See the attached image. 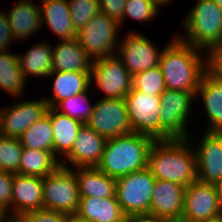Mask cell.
Returning <instances> with one entry per match:
<instances>
[{
  "label": "cell",
  "instance_id": "cell-13",
  "mask_svg": "<svg viewBox=\"0 0 222 222\" xmlns=\"http://www.w3.org/2000/svg\"><path fill=\"white\" fill-rule=\"evenodd\" d=\"M86 125L106 139L130 133L131 125L125 99H99L94 104Z\"/></svg>",
  "mask_w": 222,
  "mask_h": 222
},
{
  "label": "cell",
  "instance_id": "cell-11",
  "mask_svg": "<svg viewBox=\"0 0 222 222\" xmlns=\"http://www.w3.org/2000/svg\"><path fill=\"white\" fill-rule=\"evenodd\" d=\"M182 216L190 222L222 220V205L216 185L196 180L185 187Z\"/></svg>",
  "mask_w": 222,
  "mask_h": 222
},
{
  "label": "cell",
  "instance_id": "cell-37",
  "mask_svg": "<svg viewBox=\"0 0 222 222\" xmlns=\"http://www.w3.org/2000/svg\"><path fill=\"white\" fill-rule=\"evenodd\" d=\"M15 220L16 222H67L68 214L47 209H41L26 212L20 215Z\"/></svg>",
  "mask_w": 222,
  "mask_h": 222
},
{
  "label": "cell",
  "instance_id": "cell-18",
  "mask_svg": "<svg viewBox=\"0 0 222 222\" xmlns=\"http://www.w3.org/2000/svg\"><path fill=\"white\" fill-rule=\"evenodd\" d=\"M185 186L155 180L149 213L161 218L180 217L184 209Z\"/></svg>",
  "mask_w": 222,
  "mask_h": 222
},
{
  "label": "cell",
  "instance_id": "cell-35",
  "mask_svg": "<svg viewBox=\"0 0 222 222\" xmlns=\"http://www.w3.org/2000/svg\"><path fill=\"white\" fill-rule=\"evenodd\" d=\"M72 24L76 31L83 29L100 12L98 0H67Z\"/></svg>",
  "mask_w": 222,
  "mask_h": 222
},
{
  "label": "cell",
  "instance_id": "cell-3",
  "mask_svg": "<svg viewBox=\"0 0 222 222\" xmlns=\"http://www.w3.org/2000/svg\"><path fill=\"white\" fill-rule=\"evenodd\" d=\"M155 140L130 132L107 139L102 160L97 168L115 179L147 167L148 153Z\"/></svg>",
  "mask_w": 222,
  "mask_h": 222
},
{
  "label": "cell",
  "instance_id": "cell-5",
  "mask_svg": "<svg viewBox=\"0 0 222 222\" xmlns=\"http://www.w3.org/2000/svg\"><path fill=\"white\" fill-rule=\"evenodd\" d=\"M194 102L190 92L166 89L160 95V140L189 138L186 127Z\"/></svg>",
  "mask_w": 222,
  "mask_h": 222
},
{
  "label": "cell",
  "instance_id": "cell-34",
  "mask_svg": "<svg viewBox=\"0 0 222 222\" xmlns=\"http://www.w3.org/2000/svg\"><path fill=\"white\" fill-rule=\"evenodd\" d=\"M159 9L151 0H127L123 20L119 23L120 28H122L127 17L143 23L152 22L159 15Z\"/></svg>",
  "mask_w": 222,
  "mask_h": 222
},
{
  "label": "cell",
  "instance_id": "cell-2",
  "mask_svg": "<svg viewBox=\"0 0 222 222\" xmlns=\"http://www.w3.org/2000/svg\"><path fill=\"white\" fill-rule=\"evenodd\" d=\"M190 139L153 142L148 153L147 168L156 179L185 187L197 180L196 155Z\"/></svg>",
  "mask_w": 222,
  "mask_h": 222
},
{
  "label": "cell",
  "instance_id": "cell-43",
  "mask_svg": "<svg viewBox=\"0 0 222 222\" xmlns=\"http://www.w3.org/2000/svg\"><path fill=\"white\" fill-rule=\"evenodd\" d=\"M158 8L161 6H167L168 3L174 2V0H151Z\"/></svg>",
  "mask_w": 222,
  "mask_h": 222
},
{
  "label": "cell",
  "instance_id": "cell-17",
  "mask_svg": "<svg viewBox=\"0 0 222 222\" xmlns=\"http://www.w3.org/2000/svg\"><path fill=\"white\" fill-rule=\"evenodd\" d=\"M44 209L43 178L14 174L12 188V220L20 215Z\"/></svg>",
  "mask_w": 222,
  "mask_h": 222
},
{
  "label": "cell",
  "instance_id": "cell-9",
  "mask_svg": "<svg viewBox=\"0 0 222 222\" xmlns=\"http://www.w3.org/2000/svg\"><path fill=\"white\" fill-rule=\"evenodd\" d=\"M90 82L103 93V99L124 98L132 89V75L116 54L93 60Z\"/></svg>",
  "mask_w": 222,
  "mask_h": 222
},
{
  "label": "cell",
  "instance_id": "cell-15",
  "mask_svg": "<svg viewBox=\"0 0 222 222\" xmlns=\"http://www.w3.org/2000/svg\"><path fill=\"white\" fill-rule=\"evenodd\" d=\"M201 136L199 144H192L196 155L197 180L216 185L222 179V135L204 130Z\"/></svg>",
  "mask_w": 222,
  "mask_h": 222
},
{
  "label": "cell",
  "instance_id": "cell-47",
  "mask_svg": "<svg viewBox=\"0 0 222 222\" xmlns=\"http://www.w3.org/2000/svg\"><path fill=\"white\" fill-rule=\"evenodd\" d=\"M5 220V216L0 212V222H4Z\"/></svg>",
  "mask_w": 222,
  "mask_h": 222
},
{
  "label": "cell",
  "instance_id": "cell-31",
  "mask_svg": "<svg viewBox=\"0 0 222 222\" xmlns=\"http://www.w3.org/2000/svg\"><path fill=\"white\" fill-rule=\"evenodd\" d=\"M90 88L87 91L72 96L60 101L54 109L61 114L67 115L70 118L76 119L83 124L89 120L93 111L94 103L91 104L89 96Z\"/></svg>",
  "mask_w": 222,
  "mask_h": 222
},
{
  "label": "cell",
  "instance_id": "cell-32",
  "mask_svg": "<svg viewBox=\"0 0 222 222\" xmlns=\"http://www.w3.org/2000/svg\"><path fill=\"white\" fill-rule=\"evenodd\" d=\"M132 88L147 94L160 96L166 90L160 67L134 74L132 76Z\"/></svg>",
  "mask_w": 222,
  "mask_h": 222
},
{
  "label": "cell",
  "instance_id": "cell-36",
  "mask_svg": "<svg viewBox=\"0 0 222 222\" xmlns=\"http://www.w3.org/2000/svg\"><path fill=\"white\" fill-rule=\"evenodd\" d=\"M14 173L0 171V212L12 220V188Z\"/></svg>",
  "mask_w": 222,
  "mask_h": 222
},
{
  "label": "cell",
  "instance_id": "cell-1",
  "mask_svg": "<svg viewBox=\"0 0 222 222\" xmlns=\"http://www.w3.org/2000/svg\"><path fill=\"white\" fill-rule=\"evenodd\" d=\"M159 67L166 89L195 95L204 73L208 70V53L173 36L162 49Z\"/></svg>",
  "mask_w": 222,
  "mask_h": 222
},
{
  "label": "cell",
  "instance_id": "cell-38",
  "mask_svg": "<svg viewBox=\"0 0 222 222\" xmlns=\"http://www.w3.org/2000/svg\"><path fill=\"white\" fill-rule=\"evenodd\" d=\"M126 1L127 0H98L100 13L120 23L123 20Z\"/></svg>",
  "mask_w": 222,
  "mask_h": 222
},
{
  "label": "cell",
  "instance_id": "cell-46",
  "mask_svg": "<svg viewBox=\"0 0 222 222\" xmlns=\"http://www.w3.org/2000/svg\"><path fill=\"white\" fill-rule=\"evenodd\" d=\"M222 9V0H213Z\"/></svg>",
  "mask_w": 222,
  "mask_h": 222
},
{
  "label": "cell",
  "instance_id": "cell-12",
  "mask_svg": "<svg viewBox=\"0 0 222 222\" xmlns=\"http://www.w3.org/2000/svg\"><path fill=\"white\" fill-rule=\"evenodd\" d=\"M162 50L145 35L130 31L119 40L116 55L122 60L127 71L136 73L159 66Z\"/></svg>",
  "mask_w": 222,
  "mask_h": 222
},
{
  "label": "cell",
  "instance_id": "cell-16",
  "mask_svg": "<svg viewBox=\"0 0 222 222\" xmlns=\"http://www.w3.org/2000/svg\"><path fill=\"white\" fill-rule=\"evenodd\" d=\"M106 142L105 137L83 124L70 152L60 161V165L68 168L97 167L102 160Z\"/></svg>",
  "mask_w": 222,
  "mask_h": 222
},
{
  "label": "cell",
  "instance_id": "cell-42",
  "mask_svg": "<svg viewBox=\"0 0 222 222\" xmlns=\"http://www.w3.org/2000/svg\"><path fill=\"white\" fill-rule=\"evenodd\" d=\"M164 222H190L183 216L180 217H172V218H164Z\"/></svg>",
  "mask_w": 222,
  "mask_h": 222
},
{
  "label": "cell",
  "instance_id": "cell-14",
  "mask_svg": "<svg viewBox=\"0 0 222 222\" xmlns=\"http://www.w3.org/2000/svg\"><path fill=\"white\" fill-rule=\"evenodd\" d=\"M17 99H20L18 101ZM12 106L0 107V135L19 138L33 123L43 117L48 105L45 99L16 98Z\"/></svg>",
  "mask_w": 222,
  "mask_h": 222
},
{
  "label": "cell",
  "instance_id": "cell-19",
  "mask_svg": "<svg viewBox=\"0 0 222 222\" xmlns=\"http://www.w3.org/2000/svg\"><path fill=\"white\" fill-rule=\"evenodd\" d=\"M6 15L15 42L27 40L42 29L40 4L34 0H18Z\"/></svg>",
  "mask_w": 222,
  "mask_h": 222
},
{
  "label": "cell",
  "instance_id": "cell-48",
  "mask_svg": "<svg viewBox=\"0 0 222 222\" xmlns=\"http://www.w3.org/2000/svg\"><path fill=\"white\" fill-rule=\"evenodd\" d=\"M4 222H16V220H5Z\"/></svg>",
  "mask_w": 222,
  "mask_h": 222
},
{
  "label": "cell",
  "instance_id": "cell-29",
  "mask_svg": "<svg viewBox=\"0 0 222 222\" xmlns=\"http://www.w3.org/2000/svg\"><path fill=\"white\" fill-rule=\"evenodd\" d=\"M59 166L60 161L50 151L23 148L19 174L44 178Z\"/></svg>",
  "mask_w": 222,
  "mask_h": 222
},
{
  "label": "cell",
  "instance_id": "cell-25",
  "mask_svg": "<svg viewBox=\"0 0 222 222\" xmlns=\"http://www.w3.org/2000/svg\"><path fill=\"white\" fill-rule=\"evenodd\" d=\"M72 169L78 182L80 197H116L115 178L103 173L97 167H75Z\"/></svg>",
  "mask_w": 222,
  "mask_h": 222
},
{
  "label": "cell",
  "instance_id": "cell-33",
  "mask_svg": "<svg viewBox=\"0 0 222 222\" xmlns=\"http://www.w3.org/2000/svg\"><path fill=\"white\" fill-rule=\"evenodd\" d=\"M23 146L18 138L0 135V171L19 174Z\"/></svg>",
  "mask_w": 222,
  "mask_h": 222
},
{
  "label": "cell",
  "instance_id": "cell-40",
  "mask_svg": "<svg viewBox=\"0 0 222 222\" xmlns=\"http://www.w3.org/2000/svg\"><path fill=\"white\" fill-rule=\"evenodd\" d=\"M208 69L222 80V47L208 53Z\"/></svg>",
  "mask_w": 222,
  "mask_h": 222
},
{
  "label": "cell",
  "instance_id": "cell-8",
  "mask_svg": "<svg viewBox=\"0 0 222 222\" xmlns=\"http://www.w3.org/2000/svg\"><path fill=\"white\" fill-rule=\"evenodd\" d=\"M156 178L146 167L116 179V198L128 217L149 213Z\"/></svg>",
  "mask_w": 222,
  "mask_h": 222
},
{
  "label": "cell",
  "instance_id": "cell-30",
  "mask_svg": "<svg viewBox=\"0 0 222 222\" xmlns=\"http://www.w3.org/2000/svg\"><path fill=\"white\" fill-rule=\"evenodd\" d=\"M18 139L23 148L47 150L53 154V129L50 116L46 113Z\"/></svg>",
  "mask_w": 222,
  "mask_h": 222
},
{
  "label": "cell",
  "instance_id": "cell-45",
  "mask_svg": "<svg viewBox=\"0 0 222 222\" xmlns=\"http://www.w3.org/2000/svg\"><path fill=\"white\" fill-rule=\"evenodd\" d=\"M220 203L222 205V179L216 184Z\"/></svg>",
  "mask_w": 222,
  "mask_h": 222
},
{
  "label": "cell",
  "instance_id": "cell-21",
  "mask_svg": "<svg viewBox=\"0 0 222 222\" xmlns=\"http://www.w3.org/2000/svg\"><path fill=\"white\" fill-rule=\"evenodd\" d=\"M52 46V70L53 71H81L90 72L93 59L81 47L78 40H60Z\"/></svg>",
  "mask_w": 222,
  "mask_h": 222
},
{
  "label": "cell",
  "instance_id": "cell-10",
  "mask_svg": "<svg viewBox=\"0 0 222 222\" xmlns=\"http://www.w3.org/2000/svg\"><path fill=\"white\" fill-rule=\"evenodd\" d=\"M131 132L160 140V96L131 89L124 97Z\"/></svg>",
  "mask_w": 222,
  "mask_h": 222
},
{
  "label": "cell",
  "instance_id": "cell-39",
  "mask_svg": "<svg viewBox=\"0 0 222 222\" xmlns=\"http://www.w3.org/2000/svg\"><path fill=\"white\" fill-rule=\"evenodd\" d=\"M13 41L15 43L6 12L0 9V51H10Z\"/></svg>",
  "mask_w": 222,
  "mask_h": 222
},
{
  "label": "cell",
  "instance_id": "cell-44",
  "mask_svg": "<svg viewBox=\"0 0 222 222\" xmlns=\"http://www.w3.org/2000/svg\"><path fill=\"white\" fill-rule=\"evenodd\" d=\"M67 222H89V221L81 219L76 214H73V215H68Z\"/></svg>",
  "mask_w": 222,
  "mask_h": 222
},
{
  "label": "cell",
  "instance_id": "cell-24",
  "mask_svg": "<svg viewBox=\"0 0 222 222\" xmlns=\"http://www.w3.org/2000/svg\"><path fill=\"white\" fill-rule=\"evenodd\" d=\"M76 215L89 222H127L116 197H80Z\"/></svg>",
  "mask_w": 222,
  "mask_h": 222
},
{
  "label": "cell",
  "instance_id": "cell-20",
  "mask_svg": "<svg viewBox=\"0 0 222 222\" xmlns=\"http://www.w3.org/2000/svg\"><path fill=\"white\" fill-rule=\"evenodd\" d=\"M200 97L208 115L209 126L207 132H220L222 130V80L209 69L204 73L195 99Z\"/></svg>",
  "mask_w": 222,
  "mask_h": 222
},
{
  "label": "cell",
  "instance_id": "cell-28",
  "mask_svg": "<svg viewBox=\"0 0 222 222\" xmlns=\"http://www.w3.org/2000/svg\"><path fill=\"white\" fill-rule=\"evenodd\" d=\"M27 81L19 65L18 55L9 51H0V89L20 98L24 94Z\"/></svg>",
  "mask_w": 222,
  "mask_h": 222
},
{
  "label": "cell",
  "instance_id": "cell-4",
  "mask_svg": "<svg viewBox=\"0 0 222 222\" xmlns=\"http://www.w3.org/2000/svg\"><path fill=\"white\" fill-rule=\"evenodd\" d=\"M181 24L184 33L175 36L183 43L207 53L222 47V9L213 0H196Z\"/></svg>",
  "mask_w": 222,
  "mask_h": 222
},
{
  "label": "cell",
  "instance_id": "cell-26",
  "mask_svg": "<svg viewBox=\"0 0 222 222\" xmlns=\"http://www.w3.org/2000/svg\"><path fill=\"white\" fill-rule=\"evenodd\" d=\"M46 113L50 116L53 129V155L61 161L70 152L83 123L51 107Z\"/></svg>",
  "mask_w": 222,
  "mask_h": 222
},
{
  "label": "cell",
  "instance_id": "cell-7",
  "mask_svg": "<svg viewBox=\"0 0 222 222\" xmlns=\"http://www.w3.org/2000/svg\"><path fill=\"white\" fill-rule=\"evenodd\" d=\"M121 30L115 19L99 12L83 29L77 31L76 39L86 53L96 60L116 54L120 40L117 35Z\"/></svg>",
  "mask_w": 222,
  "mask_h": 222
},
{
  "label": "cell",
  "instance_id": "cell-23",
  "mask_svg": "<svg viewBox=\"0 0 222 222\" xmlns=\"http://www.w3.org/2000/svg\"><path fill=\"white\" fill-rule=\"evenodd\" d=\"M53 78L52 96L44 97L48 107L54 108L60 101L76 96L91 87L90 72L53 71L48 78Z\"/></svg>",
  "mask_w": 222,
  "mask_h": 222
},
{
  "label": "cell",
  "instance_id": "cell-22",
  "mask_svg": "<svg viewBox=\"0 0 222 222\" xmlns=\"http://www.w3.org/2000/svg\"><path fill=\"white\" fill-rule=\"evenodd\" d=\"M42 26L46 24L59 40L75 39L77 31L73 27L67 0H42L40 4Z\"/></svg>",
  "mask_w": 222,
  "mask_h": 222
},
{
  "label": "cell",
  "instance_id": "cell-27",
  "mask_svg": "<svg viewBox=\"0 0 222 222\" xmlns=\"http://www.w3.org/2000/svg\"><path fill=\"white\" fill-rule=\"evenodd\" d=\"M17 55L26 81L30 76L48 79V75L53 72L52 45L47 42L36 43L24 54Z\"/></svg>",
  "mask_w": 222,
  "mask_h": 222
},
{
  "label": "cell",
  "instance_id": "cell-6",
  "mask_svg": "<svg viewBox=\"0 0 222 222\" xmlns=\"http://www.w3.org/2000/svg\"><path fill=\"white\" fill-rule=\"evenodd\" d=\"M44 209L76 214L80 196L78 182L72 168L59 166L43 178Z\"/></svg>",
  "mask_w": 222,
  "mask_h": 222
},
{
  "label": "cell",
  "instance_id": "cell-41",
  "mask_svg": "<svg viewBox=\"0 0 222 222\" xmlns=\"http://www.w3.org/2000/svg\"><path fill=\"white\" fill-rule=\"evenodd\" d=\"M127 222H164V218L151 213H142L128 216Z\"/></svg>",
  "mask_w": 222,
  "mask_h": 222
}]
</instances>
